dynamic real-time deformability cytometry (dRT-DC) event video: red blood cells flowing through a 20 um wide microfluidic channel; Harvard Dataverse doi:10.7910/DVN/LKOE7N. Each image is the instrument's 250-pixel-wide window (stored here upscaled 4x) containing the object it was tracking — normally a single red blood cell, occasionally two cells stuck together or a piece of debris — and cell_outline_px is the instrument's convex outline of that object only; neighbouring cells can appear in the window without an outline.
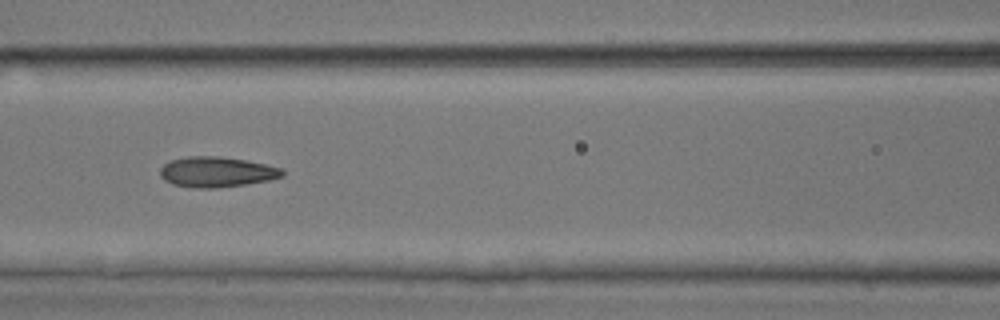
{"species": "common noctule bat (a hibernating species)", "species_latin": "Nyctalus noctula", "temperature_condition": "room temperature", "stored_images_in_passage": 9, "camera_frame_rate_fps": 3000, "um_per_image_px": 0.085, "animal": {"sex": "male", "body_mass_g": 17.9, "forearm_length_mm": 54.2}, "frame": {"image": 1, "passage_image": 6, "time_ms": 1.667, "image_size_px": [1000, 320], "cell_outline_px": [[284, 176], [268, 180], [244, 184], [216, 188], [192, 188], [172, 184], [164, 180], [160, 176], [160, 168], [164, 164], [172, 160], [188, 156], [220, 156], [248, 160], [280, 168], [284, 172]], "centroid_in_image_um": [18.39, 14.61], "position_along_channel_um": 148.2, "area_um2": 21.62}}
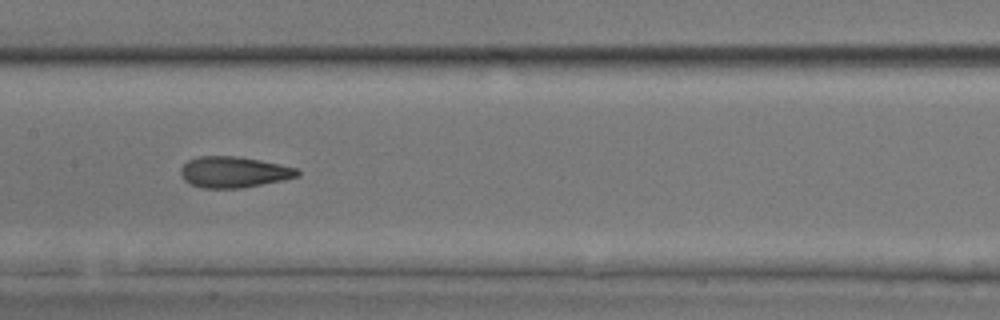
{"frame": {"image": 2, "passage_image": 7, "time_ms": 2.0, "image_size_px": [1000, 320], "cell_outline_px": [[300, 172], [296, 176], [284, 180], [240, 188], [200, 188], [184, 180], [180, 172], [180, 168], [188, 160], [200, 156], [236, 156], [260, 160], [280, 164], [296, 168]], "centroid_in_image_um": [19.84, 14.62], "position_along_channel_um": 187.6, "area_um2": 20.98}}